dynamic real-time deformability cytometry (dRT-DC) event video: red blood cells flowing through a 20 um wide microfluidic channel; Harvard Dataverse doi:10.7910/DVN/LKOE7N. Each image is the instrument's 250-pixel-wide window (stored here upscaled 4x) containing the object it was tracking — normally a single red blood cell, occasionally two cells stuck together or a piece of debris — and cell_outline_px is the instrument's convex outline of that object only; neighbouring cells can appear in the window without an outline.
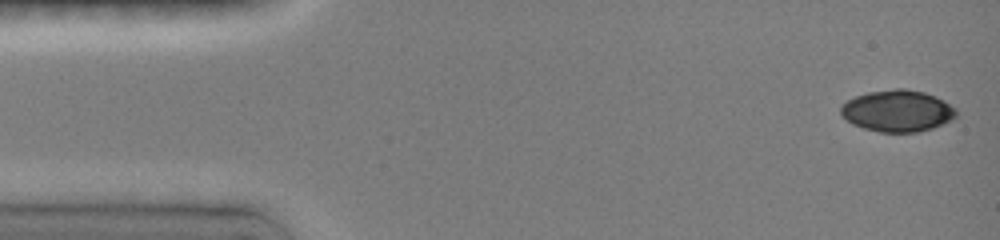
{"species": "common noctule bat (a hibernating species)", "species_latin": "Nyctalus noctula", "temperature_condition": "room temperature", "stored_images_in_passage": 5, "camera_frame_rate_fps": 3000, "um_per_image_px": 0.085, "animal": {"sex": "female", "body_mass_g": 19.0, "forearm_length_mm": 51.5}, "frame": {"image": 1, "passage_image": 1, "time_ms": 0.0, "image_size_px": [1000, 240], "cell_outline_px": [[956, 116], [952, 120], [932, 128], [920, 132], [880, 132], [864, 128], [852, 124], [840, 112], [840, 108], [848, 100], [856, 96], [868, 92], [896, 88], [904, 88], [924, 92], [936, 96], [944, 100], [956, 108]], "centroid_in_image_um": [76.32, 9.42], "position_along_channel_um": 8.7, "area_um2": 27.98}}
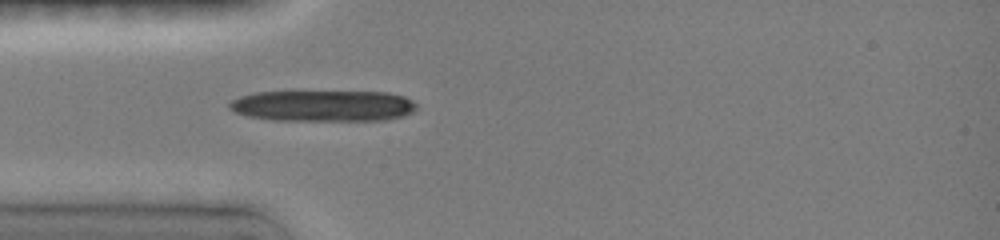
{"frame": {"image": 2, "passage_image": 5, "time_ms": 4.0, "image_size_px": [1000, 240], "cell_outline_px": [[416, 108], [412, 112], [404, 116], [384, 120], [272, 120], [248, 116], [236, 112], [228, 108], [228, 104], [232, 100], [240, 96], [256, 92], [388, 92], [404, 96], [412, 100], [416, 104]], "centroid_in_image_um": [27.47, 8.99], "position_along_channel_um": 57.5, "area_um2": 33.93}}